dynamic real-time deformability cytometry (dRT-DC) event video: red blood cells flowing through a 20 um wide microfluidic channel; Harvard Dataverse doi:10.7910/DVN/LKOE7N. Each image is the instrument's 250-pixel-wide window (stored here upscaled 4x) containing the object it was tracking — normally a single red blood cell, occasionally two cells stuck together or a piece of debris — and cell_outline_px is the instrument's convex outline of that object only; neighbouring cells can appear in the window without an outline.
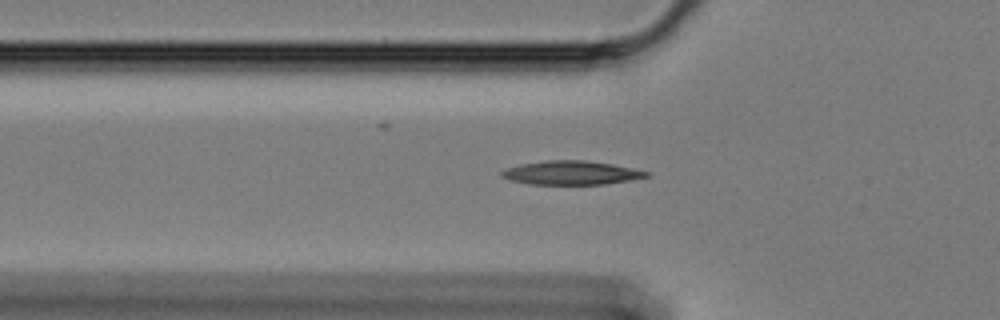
{"species": "Egyptian fruit bat (a non-hibernating species)", "species_latin": "Rousettus aegyptiacus", "temperature_condition": "cold", "stored_images_in_passage": 52, "camera_frame_rate_fps": 3000, "um_per_image_px": 0.085, "animal": {"sex": "female"}, "frame": {"image": 1, "passage_image": 19, "time_ms": 6.0, "image_size_px": [1000, 320], "cell_outline_px": [[652, 176], [604, 184], [528, 184], [512, 180], [500, 176], [500, 172], [508, 168], [520, 164], [548, 160], [584, 160], [612, 164], [632, 168], [648, 172]], "centroid_in_image_um": [48.55, 14.68], "position_along_channel_um": 77.2, "area_um2": 19.88}}
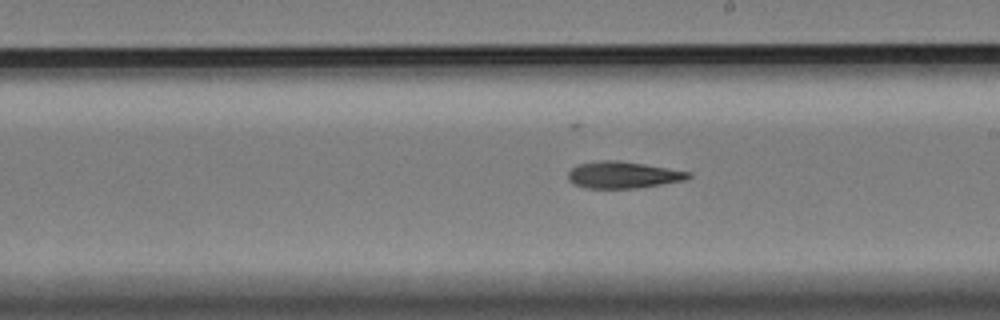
{"frame": {"image": 2, "passage_image": 33, "time_ms": 10.667, "image_size_px": [1000, 320], "cell_outline_px": [[692, 176], [684, 180], [636, 188], [584, 188], [572, 184], [568, 180], [568, 172], [576, 164], [600, 160], [616, 160], [644, 164], [692, 172]], "centroid_in_image_um": [52.91, 14.86], "position_along_channel_um": 236.1, "area_um2": 18.79}}
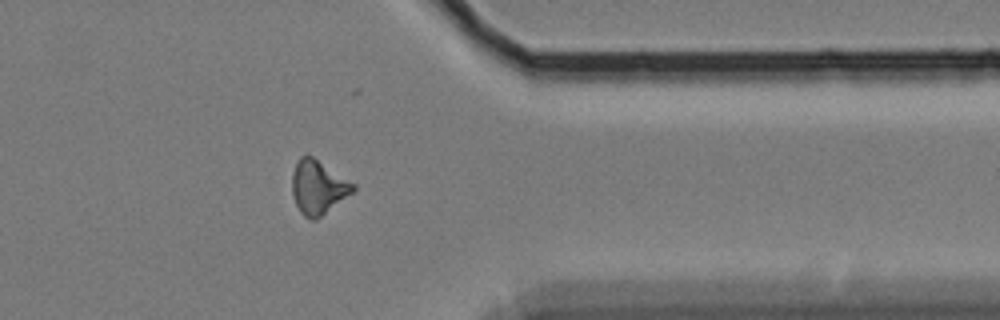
{"frame": {"image": 3, "passage_image": 47, "time_ms": 15.333, "image_size_px": [1000, 320], "cell_outline_px": [[356, 188], [352, 192], [316, 220], [312, 220], [304, 216], [300, 212], [296, 204], [292, 192], [292, 172], [296, 160], [300, 156], [312, 156], [356, 184]], "centroid_in_image_um": [27.02, 15.9], "position_along_channel_um": 384.4, "area_um2": 19.02}}